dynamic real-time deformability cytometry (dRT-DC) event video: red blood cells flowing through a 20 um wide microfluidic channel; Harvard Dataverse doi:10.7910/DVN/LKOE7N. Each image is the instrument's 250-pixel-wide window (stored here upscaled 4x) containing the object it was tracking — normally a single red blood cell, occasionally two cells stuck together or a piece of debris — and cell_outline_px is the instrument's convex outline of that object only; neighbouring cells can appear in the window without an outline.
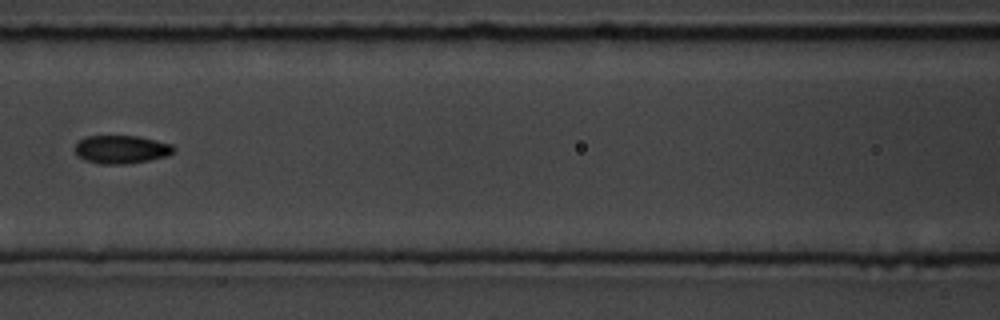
{"species": "common noctule bat (a hibernating species)", "species_latin": "Nyctalus noctula", "temperature_condition": "room temperature", "stored_images_in_passage": 15, "camera_frame_rate_fps": 3000, "um_per_image_px": 0.085, "animal": {"sex": "male", "body_mass_g": 19.5, "forearm_length_mm": 54.6}, "frame": {"image": 1, "passage_image": 7, "time_ms": 7.0, "image_size_px": [1000, 320], "cell_outline_px": [[176, 148], [168, 156], [132, 164], [100, 164], [84, 160], [76, 156], [76, 144], [80, 140], [88, 136], [140, 136], [172, 144]], "centroid_in_image_um": [10.34, 12.71], "position_along_channel_um": 156.3, "area_um2": 16.42}}
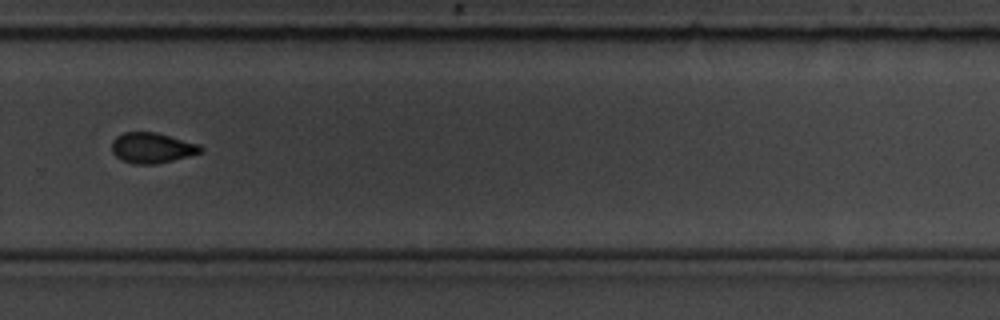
{"frame": {"image": 2, "passage_image": 11, "time_ms": 11.333, "image_size_px": [1000, 320], "cell_outline_px": [[204, 148], [200, 152], [188, 156], [156, 164], [132, 164], [120, 160], [112, 152], [112, 140], [116, 136], [124, 132], [156, 132], [200, 144]], "centroid_in_image_um": [12.9, 12.56], "position_along_channel_um": 316.9, "area_um2": 15.84}, "authors_computed_cell_mechanics": {"area_um2": 16.4152, "velocity_mm_per_s": 3.7117, "shape_relaxation_time_tau1_ms": 3.1605, "shape_relaxation_time_tau2_ms": null, "deformation_change_tau1": 0.0896, "deformation_change_tau2": null}}